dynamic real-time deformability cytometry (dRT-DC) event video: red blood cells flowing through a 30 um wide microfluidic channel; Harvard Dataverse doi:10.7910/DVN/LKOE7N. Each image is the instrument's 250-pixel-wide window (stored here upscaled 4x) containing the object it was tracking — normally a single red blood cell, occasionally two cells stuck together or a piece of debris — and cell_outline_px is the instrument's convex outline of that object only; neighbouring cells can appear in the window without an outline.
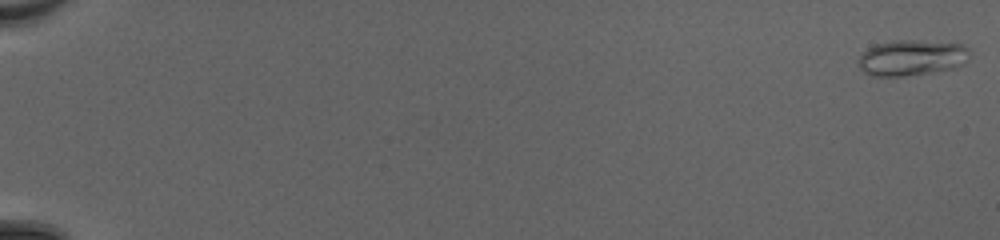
{"species": "common noctule bat (a hibernating species)", "species_latin": "Nyctalus noctula", "temperature_condition": "cold", "stored_images_in_passage": 51, "camera_frame_rate_fps": 3000, "um_per_image_px": 0.085, "animal": {"sex": "female", "body_mass_g": 20.0, "forearm_length_mm": 54.0}, "frame": {"image": 1, "passage_image": 1, "time_ms": 0.0, "image_size_px": [1000, 240], "cell_outline_px": [[968, 60], [964, 64], [956, 68], [936, 72], [904, 76], [872, 76], [864, 72], [860, 68], [856, 60], [868, 48], [876, 44], [896, 40], [920, 40], [964, 44], [968, 48]], "centroid_in_image_um": [77.51, 4.91], "position_along_channel_um": 7.5, "area_um2": 23.52}}
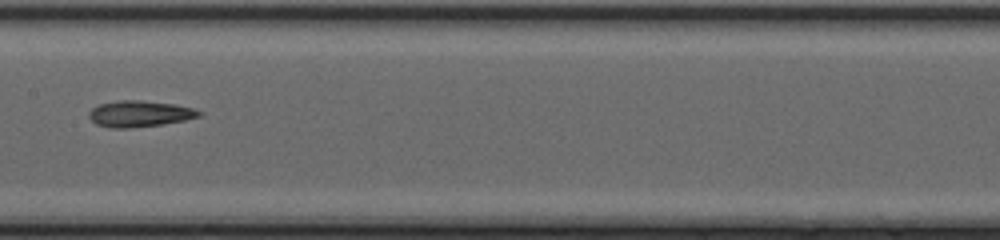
{"frame": {"image": 2, "passage_image": 29, "time_ms": 9.333, "image_size_px": [1000, 240], "cell_outline_px": [[200, 116], [184, 120], [160, 124], [128, 128], [108, 128], [96, 124], [88, 116], [88, 112], [92, 108], [100, 104], [120, 100], [140, 100], [172, 104], [192, 108], [200, 112]], "centroid_in_image_um": [11.8, 9.67], "position_along_channel_um": 195.6, "area_um2": 16.53}}
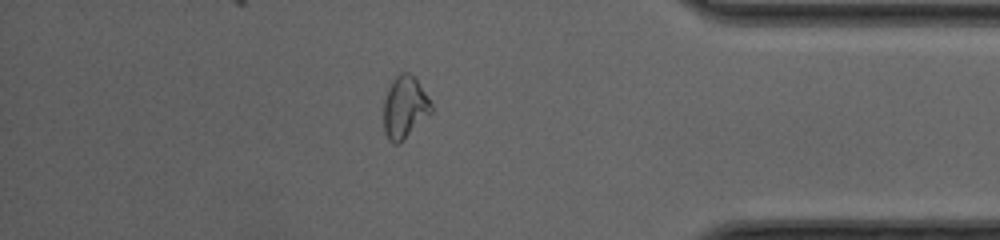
{"frame": {"image": 3, "passage_image": 45, "time_ms": 14.667, "image_size_px": [1000, 240], "cell_outline_px": [[432, 112], [400, 144], [392, 144], [388, 140], [384, 132], [384, 100], [388, 88], [392, 80], [400, 72], [408, 72], [416, 80], [428, 96], [432, 104]], "centroid_in_image_um": [34.39, 9.15], "position_along_channel_um": 400.8, "area_um2": 17.34}, "authors_computed_cell_mechanics": {"area_um2": 17.4556, "velocity_mm_per_s": 4.2649, "shape_relaxation_time_tau1_ms": 9.8233, "shape_relaxation_time_tau2_ms": 2.6793, "deformation_change_tau1": 0.2097, "deformation_change_tau2": 0.0906}}